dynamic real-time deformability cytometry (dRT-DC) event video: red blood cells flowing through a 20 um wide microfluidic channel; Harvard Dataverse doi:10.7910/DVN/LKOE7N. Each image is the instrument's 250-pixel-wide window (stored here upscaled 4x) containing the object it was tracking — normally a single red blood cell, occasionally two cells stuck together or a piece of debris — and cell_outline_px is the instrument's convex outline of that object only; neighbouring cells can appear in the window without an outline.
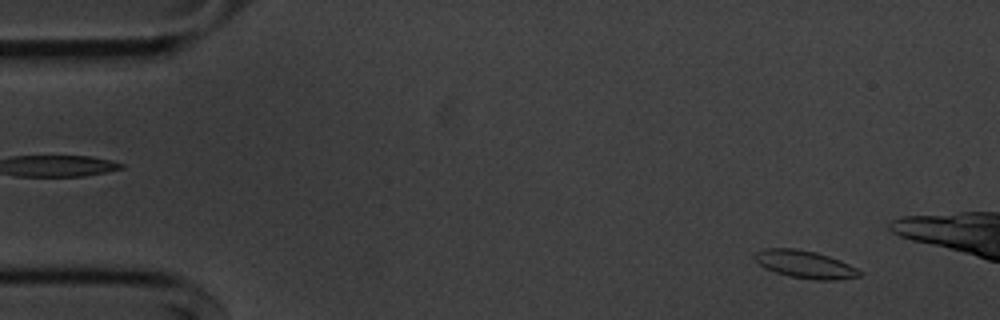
{"species": "common noctule bat (a hibernating species)", "species_latin": "Nyctalus noctula", "temperature_condition": "cold", "stored_images_in_passage": 15, "camera_frame_rate_fps": 3000, "um_per_image_px": 0.085, "animal": {"sex": "male", "body_mass_g": 20.1, "forearm_length_mm": 53.5}, "frame": {"image": 1, "passage_image": 5, "time_ms": 1.333, "image_size_px": [1000, 320], "cell_outline_px": [[860, 276], [836, 280], [816, 280], [788, 276], [764, 268], [752, 256], [752, 252], [764, 248], [796, 248], [816, 252], [840, 260], [856, 268], [860, 272]], "centroid_in_image_um": [68.36, 22.46], "position_along_channel_um": 16.6, "area_um2": 16.94}}